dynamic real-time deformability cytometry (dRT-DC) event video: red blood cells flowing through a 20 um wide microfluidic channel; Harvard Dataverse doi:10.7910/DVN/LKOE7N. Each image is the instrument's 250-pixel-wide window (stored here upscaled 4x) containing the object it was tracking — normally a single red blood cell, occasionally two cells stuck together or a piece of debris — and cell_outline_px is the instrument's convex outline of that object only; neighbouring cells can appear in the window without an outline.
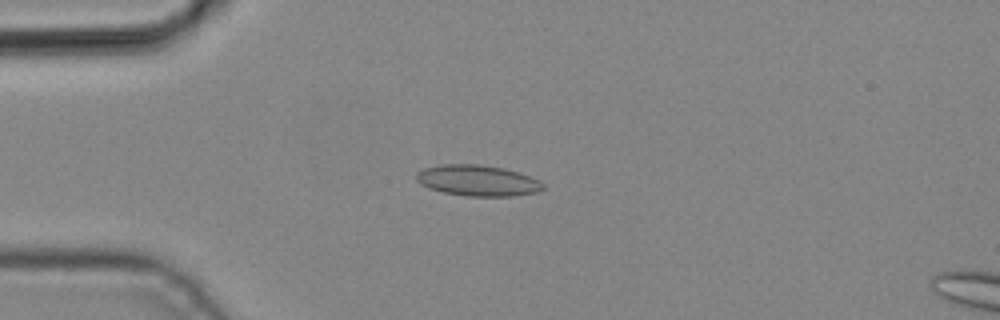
{"species": "common noctule bat (a hibernating species)", "species_latin": "Nyctalus noctula", "temperature_condition": "cold", "stored_images_in_passage": 4, "camera_frame_rate_fps": 3000, "um_per_image_px": 0.085, "animal": {"sex": "male", "body_mass_g": 19.2, "forearm_length_mm": 51.8}, "frame": {"image": 1, "passage_image": 3, "time_ms": 0.667, "image_size_px": [1000, 320], "cell_outline_px": [[544, 188], [536, 192], [512, 196], [468, 196], [444, 192], [428, 188], [420, 184], [416, 180], [416, 172], [424, 168], [440, 164], [480, 164], [504, 168], [540, 180], [544, 184]], "centroid_in_image_um": [40.57, 15.34], "position_along_channel_um": 44.4, "area_um2": 22.83}}